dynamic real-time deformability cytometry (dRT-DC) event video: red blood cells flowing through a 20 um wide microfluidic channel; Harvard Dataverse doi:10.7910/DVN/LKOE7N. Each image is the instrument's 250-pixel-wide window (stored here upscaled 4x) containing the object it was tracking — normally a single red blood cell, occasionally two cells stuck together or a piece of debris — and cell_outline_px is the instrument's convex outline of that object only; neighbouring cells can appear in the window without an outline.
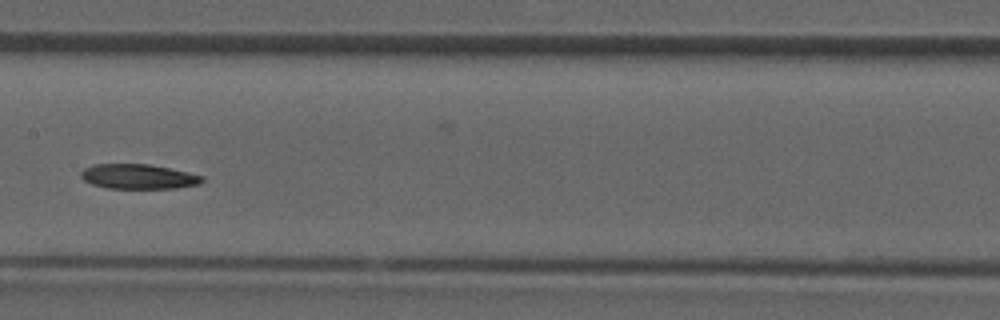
{"species": "common noctule bat (a hibernating species)", "species_latin": "Nyctalus noctula", "temperature_condition": "room temperature", "stored_images_in_passage": 34, "camera_frame_rate_fps": 3000, "um_per_image_px": 0.085, "animal": {"sex": "male", "forearm_length_mm": 52.5}, "frame": {"image": 1, "passage_image": 15, "time_ms": 4.667, "image_size_px": [1000, 320], "cell_outline_px": [[204, 180], [200, 184], [176, 188], [108, 188], [92, 184], [84, 180], [80, 176], [80, 172], [84, 168], [92, 164], [148, 164], [188, 172], [204, 176]], "centroid_in_image_um": [11.75, 15.0], "position_along_channel_um": 195.6, "area_um2": 17.51}}
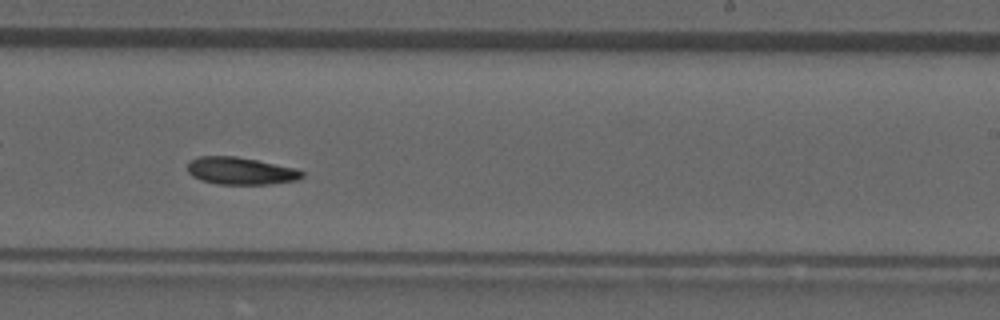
{"frame": {"image": 2, "passage_image": 19, "time_ms": 6.0, "image_size_px": [1000, 320], "cell_outline_px": [[304, 176], [296, 180], [268, 184], [216, 184], [200, 180], [192, 176], [188, 172], [188, 164], [192, 160], [200, 156], [236, 156], [296, 168], [304, 172]], "centroid_in_image_um": [20.45, 14.53], "position_along_channel_um": 268.6, "area_um2": 18.15}}